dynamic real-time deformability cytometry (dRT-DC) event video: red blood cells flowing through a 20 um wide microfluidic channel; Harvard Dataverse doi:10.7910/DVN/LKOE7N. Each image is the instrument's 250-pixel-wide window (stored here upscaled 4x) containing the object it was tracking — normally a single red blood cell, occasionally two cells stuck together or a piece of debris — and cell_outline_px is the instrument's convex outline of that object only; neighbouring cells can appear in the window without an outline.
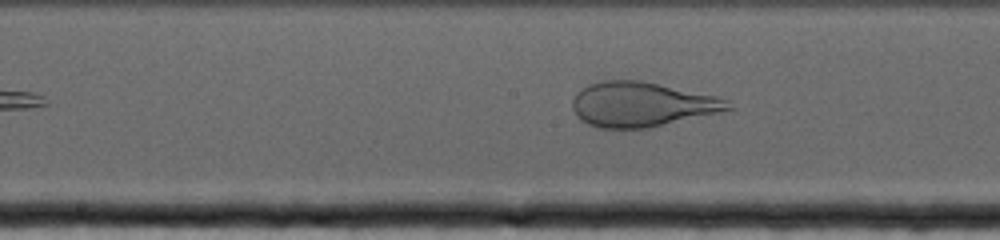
{"species": "human", "species_latin": "Homo sapiens", "temperature_condition": "cold", "stored_images_in_passage": 56, "camera_frame_rate_fps": 3000, "um_per_image_px": 0.085, "donor": {"sex": "female"}, "frame": {"image": 1, "passage_image": 23, "time_ms": 7.333, "image_size_px": [1000, 240], "cell_outline_px": [[732, 108], [720, 112], [648, 128], [600, 128], [588, 124], [580, 120], [576, 116], [572, 108], [572, 100], [576, 92], [580, 88], [588, 84], [600, 80], [640, 80], [716, 96], [728, 100]], "centroid_in_image_um": [54.48, 8.87], "position_along_channel_um": 193.7, "area_um2": 40.58}}
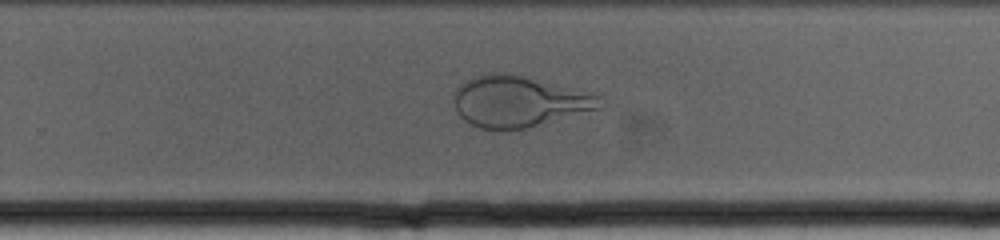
{"frame": {"image": 2, "passage_image": 33, "time_ms": 10.667, "image_size_px": [1000, 240], "cell_outline_px": [[604, 104], [600, 108], [524, 128], [500, 132], [480, 128], [464, 120], [456, 112], [452, 100], [456, 88], [472, 76], [488, 72], [512, 72], [600, 96]], "centroid_in_image_um": [44.01, 8.62], "position_along_channel_um": 285.8, "area_um2": 43.75}}
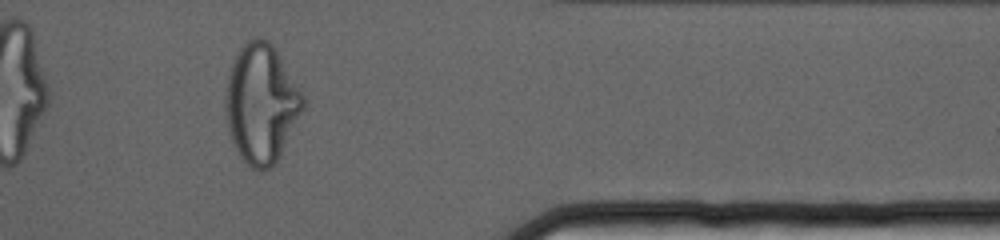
{"frame": {"image": 3, "passage_image": 46, "time_ms": 15.0, "image_size_px": [1000, 240], "cell_outline_px": [[304, 108], [276, 160], [264, 172], [260, 172], [252, 168], [240, 156], [232, 144], [228, 132], [224, 108], [224, 96], [228, 76], [232, 64], [240, 48], [248, 40], [256, 36], [268, 40], [276, 48], [304, 96]], "centroid_in_image_um": [22.17, 8.79], "position_along_channel_um": 389.2, "area_um2": 53.58}}